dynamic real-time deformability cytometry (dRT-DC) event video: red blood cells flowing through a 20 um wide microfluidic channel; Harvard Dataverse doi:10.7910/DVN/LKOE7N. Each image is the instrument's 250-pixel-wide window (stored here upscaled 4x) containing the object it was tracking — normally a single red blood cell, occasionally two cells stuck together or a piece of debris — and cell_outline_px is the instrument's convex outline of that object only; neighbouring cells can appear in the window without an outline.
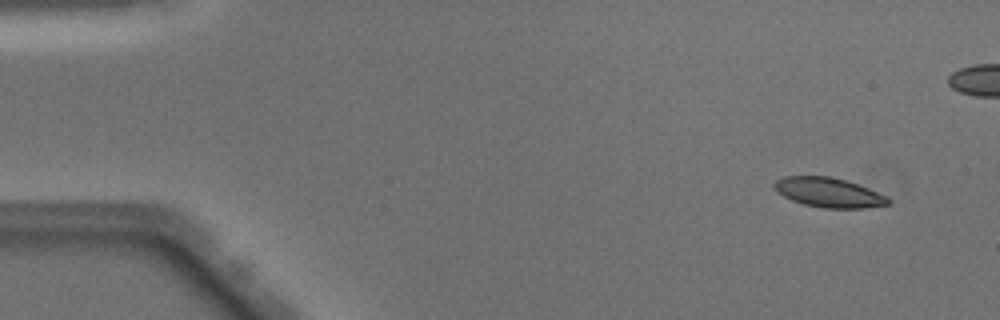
{"species": "Egyptian fruit bat (a non-hibernating species)", "species_latin": "Rousettus aegyptiacus", "temperature_condition": "warm", "stored_images_in_passage": 50, "camera_frame_rate_fps": 3000, "um_per_image_px": 0.085, "animal": {"sex": "male"}, "frame": {"image": 1, "passage_image": 3, "time_ms": 0.667, "image_size_px": [1000, 320], "cell_outline_px": [[892, 200], [888, 204], [864, 208], [824, 208], [804, 204], [792, 200], [776, 192], [772, 184], [776, 180], [784, 176], [832, 176], [848, 180], [888, 196]], "centroid_in_image_um": [70.44, 16.35], "position_along_channel_um": 14.6, "area_um2": 19.83}}
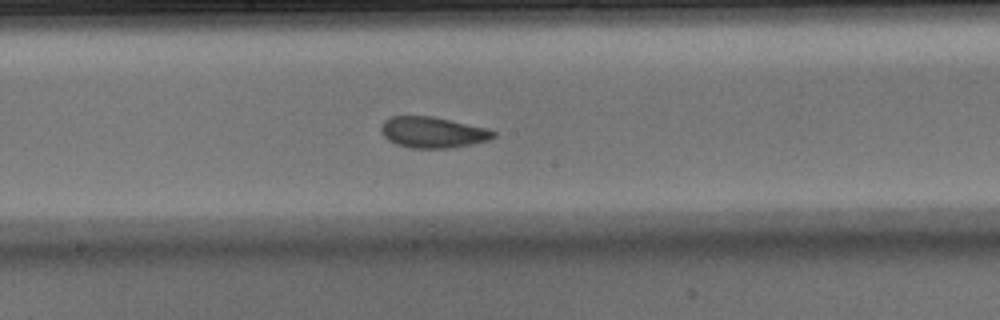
{"frame": {"image": 2, "passage_image": 26, "time_ms": 8.333, "image_size_px": [1000, 320], "cell_outline_px": [[496, 136], [488, 140], [452, 148], [412, 148], [396, 144], [388, 140], [380, 132], [380, 128], [384, 120], [392, 116], [432, 116], [488, 128], [496, 132]], "centroid_in_image_um": [36.77, 11.24], "position_along_channel_um": 211.4, "area_um2": 20.35}}
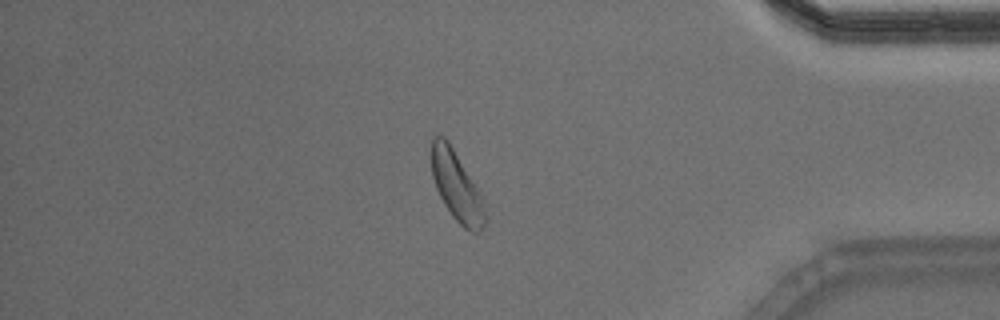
{"frame": {"image": 3, "passage_image": 42, "time_ms": 13.667, "image_size_px": [1000, 320], "cell_outline_px": [[484, 224], [480, 232], [472, 232], [464, 228], [452, 216], [444, 204], [436, 188], [432, 176], [432, 136], [444, 136], [448, 140], [476, 188], [480, 196], [484, 212]], "centroid_in_image_um": [38.76, 15.83], "position_along_channel_um": 396.4, "area_um2": 20.87}, "authors_computed_cell_mechanics": {"area_um2": 20.4612, "velocity_mm_per_s": 4.04, "shape_relaxation_time_tau1_ms": 3.3613, "shape_relaxation_time_tau2_ms": 2.0785, "deformation_change_tau1": 0.1258, "deformation_change_tau2": 0.0693}}